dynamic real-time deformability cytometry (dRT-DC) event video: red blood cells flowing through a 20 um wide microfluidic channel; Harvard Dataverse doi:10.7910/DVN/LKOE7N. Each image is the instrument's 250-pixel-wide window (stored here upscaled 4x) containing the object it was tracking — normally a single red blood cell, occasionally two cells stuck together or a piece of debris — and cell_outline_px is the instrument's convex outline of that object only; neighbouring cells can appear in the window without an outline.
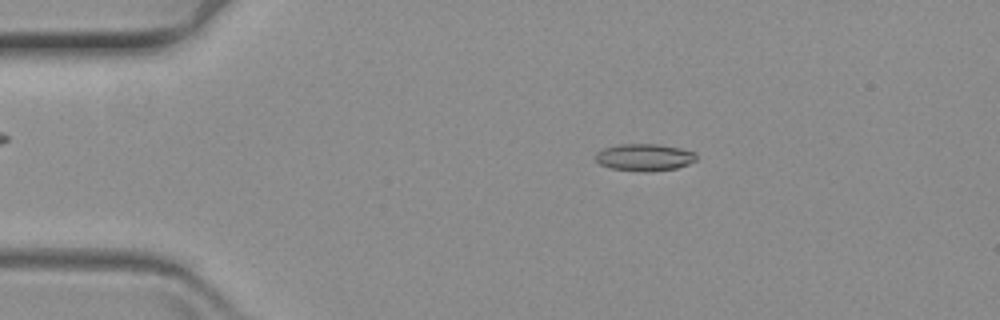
{"species": "common noctule bat (a hibernating species)", "species_latin": "Nyctalus noctula", "temperature_condition": "warm", "stored_images_in_passage": 61, "camera_frame_rate_fps": 3000, "um_per_image_px": 0.085, "animal": {"sex": "female", "body_mass_g": 19.3, "forearm_length_mm": 54.1}, "frame": {"image": 1, "passage_image": 11, "time_ms": 3.333, "image_size_px": [1000, 320], "cell_outline_px": [[696, 160], [688, 164], [676, 168], [648, 172], [644, 172], [612, 168], [600, 164], [596, 160], [596, 152], [604, 148], [620, 144], [660, 144], [680, 148], [696, 152]], "centroid_in_image_um": [54.8, 13.37], "position_along_channel_um": 30.2, "area_um2": 15.9}}
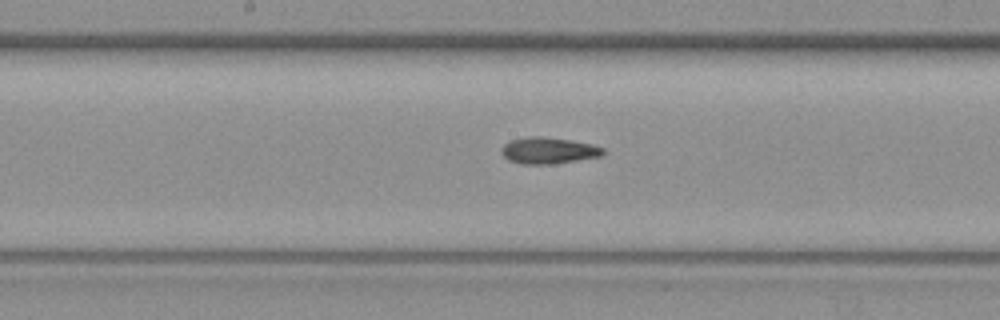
{"frame": {"image": 2, "passage_image": 31, "time_ms": 10.0, "image_size_px": [1000, 320], "cell_outline_px": [[604, 156], [552, 164], [520, 164], [508, 160], [500, 152], [500, 148], [504, 144], [512, 140], [528, 136], [540, 136], [568, 140], [592, 144], [604, 148]], "centroid_in_image_um": [46.61, 12.8], "position_along_channel_um": 201.6, "area_um2": 15.72}}
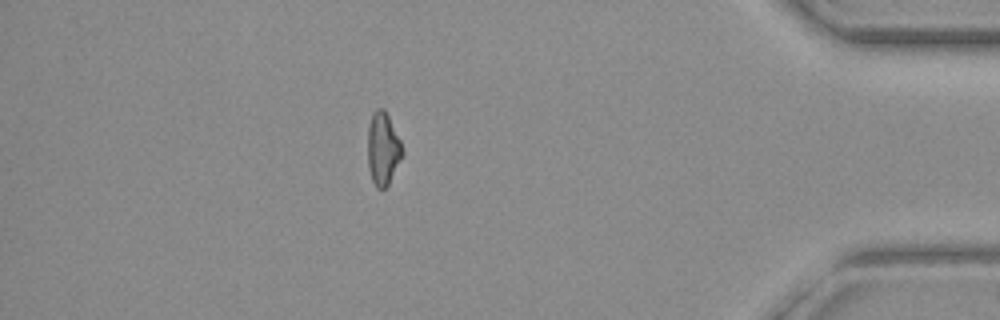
{"frame": {"image": 3, "passage_image": 53, "time_ms": 17.333, "image_size_px": [1000, 320], "cell_outline_px": [[404, 152], [388, 184], [384, 188], [376, 188], [372, 180], [368, 168], [368, 128], [372, 112], [376, 108], [384, 108], [400, 140]], "centroid_in_image_um": [32.53, 12.62], "position_along_channel_um": 402.7, "area_um2": 14.57}}